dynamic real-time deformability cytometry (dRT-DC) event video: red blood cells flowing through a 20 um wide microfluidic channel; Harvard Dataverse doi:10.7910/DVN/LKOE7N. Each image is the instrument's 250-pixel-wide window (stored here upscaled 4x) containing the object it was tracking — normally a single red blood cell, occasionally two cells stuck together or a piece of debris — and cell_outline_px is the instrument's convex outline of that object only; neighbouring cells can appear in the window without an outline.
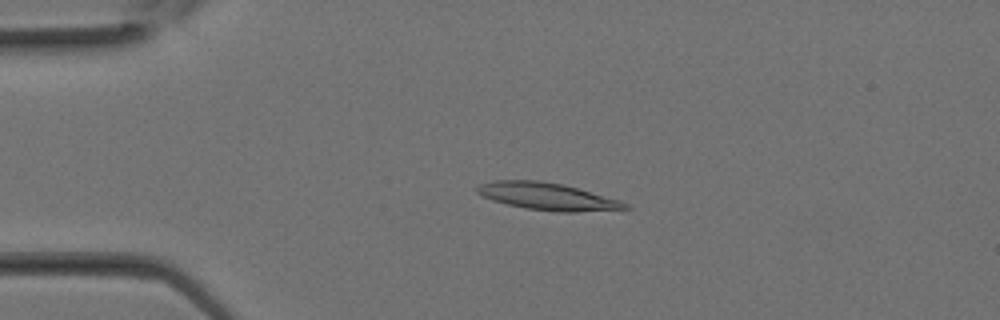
{"species": "Egyptian fruit bat (a non-hibernating species)", "species_latin": "Rousettus aegyptiacus", "temperature_condition": "room temperature", "stored_images_in_passage": 11, "camera_frame_rate_fps": 3000, "um_per_image_px": 0.085, "animal": {"sex": "female"}, "frame": {"image": 1, "passage_image": 7, "time_ms": 2.0, "image_size_px": [1000, 320], "cell_outline_px": [[632, 208], [576, 212], [560, 212], [524, 208], [492, 200], [480, 196], [476, 192], [476, 188], [480, 184], [492, 180], [540, 180], [564, 184], [620, 200], [628, 204]], "centroid_in_image_um": [46.5, 16.69], "position_along_channel_um": 38.5, "area_um2": 23.58}}
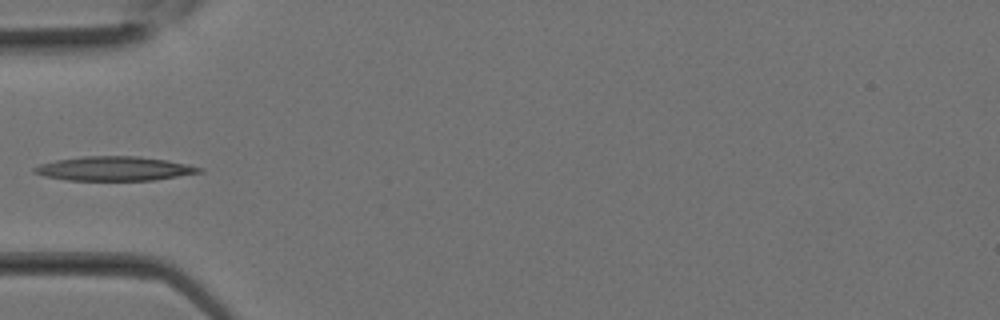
{"frame": {"image": 2, "passage_image": 10, "time_ms": 3.0, "image_size_px": [1000, 320], "cell_outline_px": [[204, 172], [156, 180], [68, 180], [44, 176], [32, 172], [32, 168], [40, 164], [56, 160], [84, 156], [140, 156], [168, 160], [188, 164], [204, 168]], "centroid_in_image_um": [9.76, 14.33], "position_along_channel_um": 75.2, "area_um2": 23.47}}